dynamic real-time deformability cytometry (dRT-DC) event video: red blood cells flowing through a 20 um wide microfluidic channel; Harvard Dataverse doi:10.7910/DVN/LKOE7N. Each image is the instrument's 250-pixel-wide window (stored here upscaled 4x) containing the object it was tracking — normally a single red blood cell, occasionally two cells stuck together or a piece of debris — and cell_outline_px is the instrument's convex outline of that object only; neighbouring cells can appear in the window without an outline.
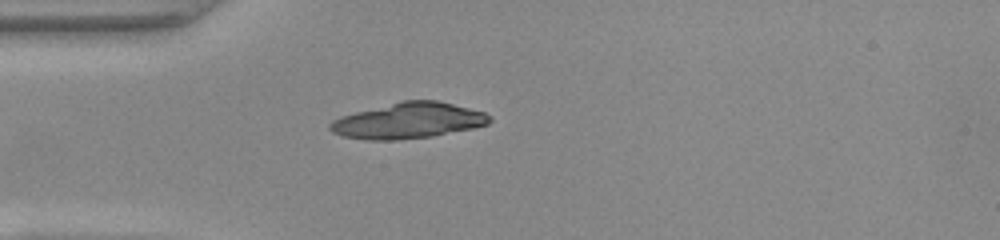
{"species": "common noctule bat (a hibernating species)", "species_latin": "Nyctalus noctula", "temperature_condition": "warm", "stored_images_in_passage": 38, "camera_frame_rate_fps": 3000, "um_per_image_px": 0.085, "animal": {"sex": "female", "body_mass_g": 22.0, "forearm_length_mm": 56.7}, "frame": {"image": 1, "passage_image": 1, "time_ms": 0.0, "image_size_px": [1000, 240], "cell_outline_px": [[492, 120], [488, 124], [472, 128], [432, 136], [396, 140], [368, 140], [344, 136], [332, 132], [328, 128], [328, 124], [332, 120], [340, 116], [404, 100], [436, 100], [484, 112], [492, 116]], "centroid_in_image_um": [34.69, 10.26], "position_along_channel_um": 50.3, "area_um2": 33.0}}
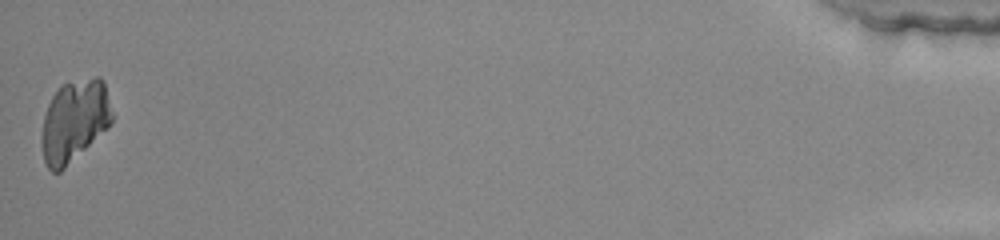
{"frame": {"image": 2, "passage_image": 38, "time_ms": 12.333, "image_size_px": [1000, 240], "cell_outline_px": [[112, 120], [108, 128], [60, 172], [52, 172], [48, 168], [44, 160], [44, 116], [48, 104], [52, 96], [60, 84], [96, 76], [100, 76], [104, 80], [112, 112]], "centroid_in_image_um": [6.36, 10.23], "position_along_channel_um": 428.8, "area_um2": 33.12}}